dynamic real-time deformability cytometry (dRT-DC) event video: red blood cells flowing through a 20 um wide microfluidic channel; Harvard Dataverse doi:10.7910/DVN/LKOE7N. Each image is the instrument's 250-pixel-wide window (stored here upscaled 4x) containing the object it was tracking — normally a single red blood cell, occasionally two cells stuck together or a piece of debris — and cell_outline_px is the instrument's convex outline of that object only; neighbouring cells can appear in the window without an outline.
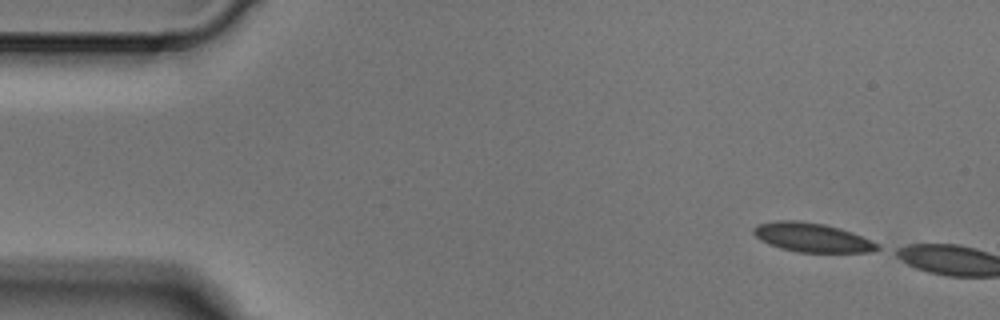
{"species": "Egyptian fruit bat (a non-hibernating species)", "species_latin": "Rousettus aegyptiacus", "temperature_condition": "cold", "stored_images_in_passage": 4, "camera_frame_rate_fps": 3000, "um_per_image_px": 0.085, "animal": {"sex": "male"}, "frame": {"image": 1, "passage_image": 4, "time_ms": 1.0, "image_size_px": [1000, 320], "cell_outline_px": [[880, 248], [872, 252], [800, 252], [780, 248], [768, 244], [760, 240], [752, 232], [752, 228], [760, 224], [776, 220], [796, 220], [824, 224], [840, 228], [852, 232], [872, 240], [880, 244]], "centroid_in_image_um": [69.04, 20.18], "position_along_channel_um": 16.0, "area_um2": 21.04}}